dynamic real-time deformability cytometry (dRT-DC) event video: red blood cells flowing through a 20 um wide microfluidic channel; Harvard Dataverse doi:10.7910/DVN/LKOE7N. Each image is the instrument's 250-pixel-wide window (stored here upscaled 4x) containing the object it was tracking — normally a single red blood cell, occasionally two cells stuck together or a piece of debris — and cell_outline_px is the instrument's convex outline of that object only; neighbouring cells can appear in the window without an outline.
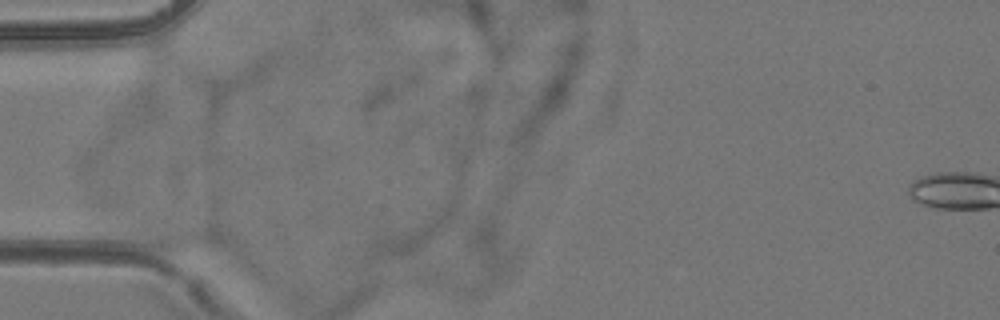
{"species": "common noctule bat (a hibernating species)", "species_latin": "Nyctalus noctula", "temperature_condition": "room temperature", "stored_images_in_passage": 2, "camera_frame_rate_fps": 3000, "um_per_image_px": 0.085, "animal": {"sex": "female", "body_mass_g": 24.6, "forearm_length_mm": 56.2}, "frame": {"image": 1, "passage_image": 1, "time_ms": 0.0, "image_size_px": [1000, 320], "cell_outline_px": [[224, 244], [212, 248], [168, 252], [140, 244], [136, 228], [144, 224], [208, 228], [216, 232], [220, 236]], "centroid_in_image_um": [15.11, 20.21], "position_along_channel_um": 69.9, "area_um2": 13.24}}